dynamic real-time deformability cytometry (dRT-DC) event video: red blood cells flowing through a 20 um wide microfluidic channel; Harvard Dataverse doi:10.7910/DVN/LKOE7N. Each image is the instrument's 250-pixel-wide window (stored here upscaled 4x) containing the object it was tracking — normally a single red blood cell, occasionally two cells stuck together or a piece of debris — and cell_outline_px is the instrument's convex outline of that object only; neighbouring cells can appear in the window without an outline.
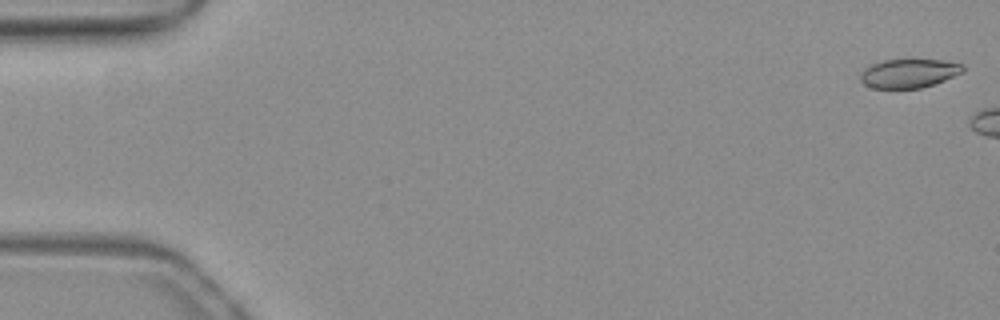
{"species": "common noctule bat (a hibernating species)", "species_latin": "Nyctalus noctula", "temperature_condition": "warm", "stored_images_in_passage": 6, "camera_frame_rate_fps": 3000, "um_per_image_px": 0.085, "animal": {"sex": "female", "body_mass_g": 19.3, "forearm_length_mm": 54.1}, "frame": {"image": 1, "passage_image": 1, "time_ms": 0.0, "image_size_px": [1000, 320], "cell_outline_px": [[964, 72], [944, 80], [920, 88], [872, 88], [864, 84], [860, 80], [860, 72], [864, 68], [872, 64], [884, 60], [940, 60], [964, 64]], "centroid_in_image_um": [77.24, 6.23], "position_along_channel_um": 7.8, "area_um2": 17.17}}